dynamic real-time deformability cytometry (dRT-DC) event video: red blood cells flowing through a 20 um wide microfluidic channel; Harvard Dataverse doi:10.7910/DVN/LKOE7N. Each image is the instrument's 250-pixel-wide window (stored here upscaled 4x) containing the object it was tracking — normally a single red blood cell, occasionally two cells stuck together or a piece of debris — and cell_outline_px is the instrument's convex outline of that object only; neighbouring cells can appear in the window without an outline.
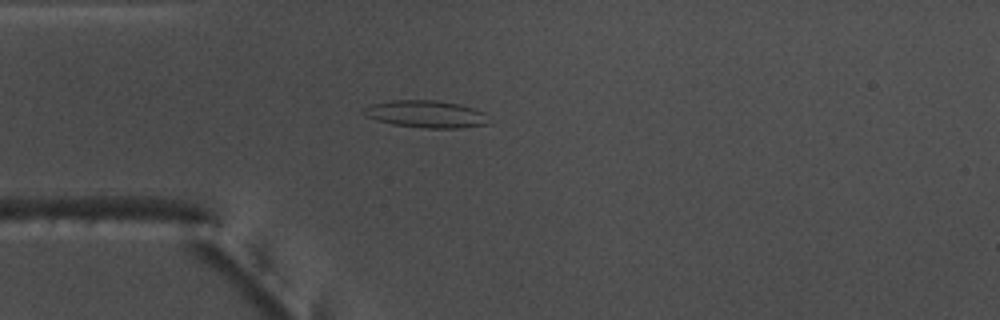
{"species": "common noctule bat (a hibernating species)", "species_latin": "Nyctalus noctula", "temperature_condition": "warm", "stored_images_in_passage": 52, "camera_frame_rate_fps": 3000, "um_per_image_px": 0.085, "animal": {"sex": "male", "body_mass_g": 17.5, "forearm_length_mm": 52.3}, "frame": {"image": 1, "passage_image": 13, "time_ms": 4.0, "image_size_px": [1000, 320], "cell_outline_px": [[488, 124], [460, 128], [424, 128], [392, 124], [376, 120], [364, 116], [360, 112], [364, 108], [372, 104], [392, 100], [436, 100], [460, 104], [484, 112]], "centroid_in_image_um": [36.16, 9.69], "position_along_channel_um": 48.8, "area_um2": 19.88}}
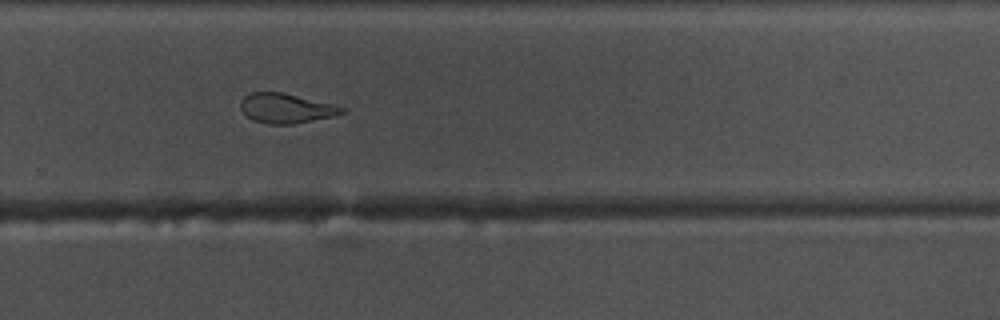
{"frame": {"image": 2, "passage_image": 34, "time_ms": 11.0, "image_size_px": [1000, 320], "cell_outline_px": [[348, 112], [332, 116], [292, 124], [268, 124], [252, 120], [240, 108], [240, 100], [244, 96], [252, 92], [280, 92], [332, 104], [348, 108]], "centroid_in_image_um": [24.31, 9.2], "position_along_channel_um": 305.5, "area_um2": 17.4}}
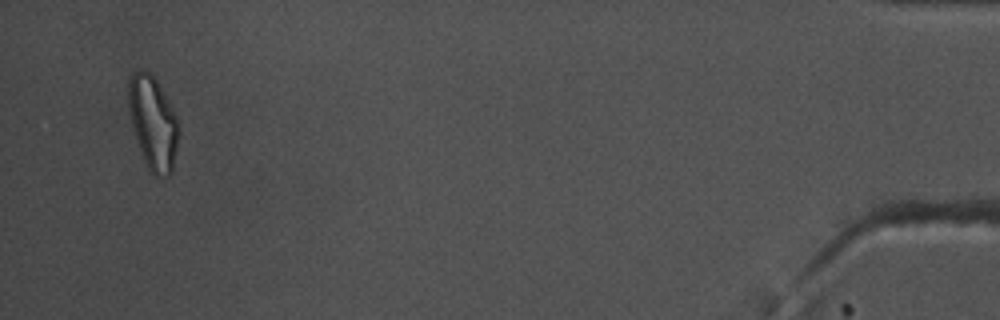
{"frame": {"image": 3, "passage_image": 50, "time_ms": 16.333, "image_size_px": [1000, 320], "cell_outline_px": [[180, 132], [172, 172], [164, 180], [156, 176], [148, 168], [144, 160], [132, 124], [128, 108], [128, 76], [132, 72], [140, 68], [144, 68], [156, 80], [172, 108], [180, 124]], "centroid_in_image_um": [13.01, 10.44], "position_along_channel_um": 422.2, "area_um2": 27.46}, "authors_computed_cell_mechanics": {"area_um2": 19.8254, "velocity_mm_per_s": 3.8209, "shape_relaxation_time_tau1_ms": null, "shape_relaxation_time_tau2_ms": 2.9448, "deformation_change_tau1": null, "deformation_change_tau2": 0.0743}}